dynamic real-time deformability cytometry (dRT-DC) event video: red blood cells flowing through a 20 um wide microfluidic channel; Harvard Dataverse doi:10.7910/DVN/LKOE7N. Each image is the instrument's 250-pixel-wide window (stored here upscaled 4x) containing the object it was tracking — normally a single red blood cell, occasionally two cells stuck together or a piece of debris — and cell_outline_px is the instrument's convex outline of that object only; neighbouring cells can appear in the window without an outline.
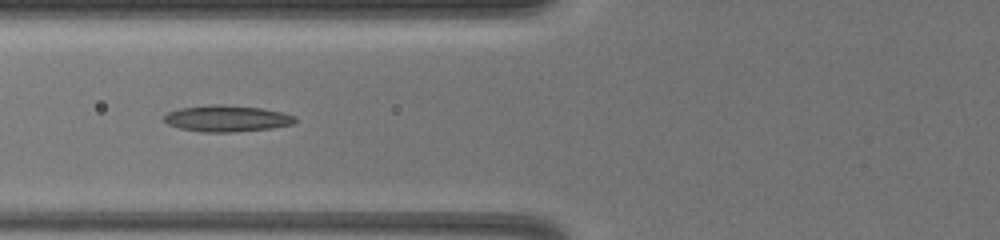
{"species": "common noctule bat (a hibernating species)", "species_latin": "Nyctalus noctula", "temperature_condition": "warm", "stored_images_in_passage": 20, "camera_frame_rate_fps": 3000, "um_per_image_px": 0.085, "animal": {"sex": "female", "body_mass_g": 19.5, "forearm_length_mm": 54.1}, "frame": {"image": 1, "passage_image": 5, "time_ms": 1.0, "image_size_px": [1000, 240], "cell_outline_px": [[296, 120], [292, 124], [272, 128], [232, 132], [200, 132], [180, 128], [168, 124], [164, 120], [164, 116], [168, 112], [180, 108], [216, 104], [224, 104], [260, 108], [284, 112], [296, 116]], "centroid_in_image_um": [19.3, 10.07], "position_along_channel_um": 106.5, "area_um2": 20.11}}
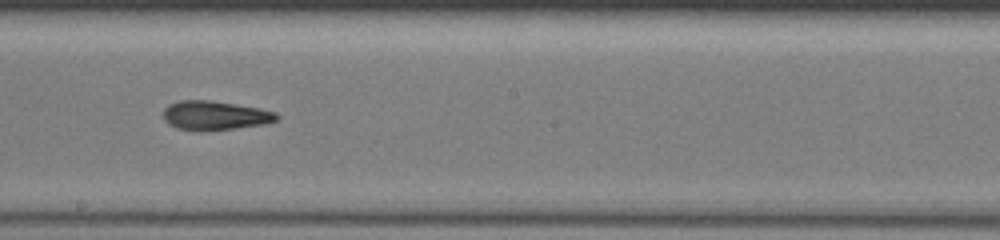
{"frame": {"image": 2, "passage_image": 10, "time_ms": 4.0, "image_size_px": [1000, 240], "cell_outline_px": [[280, 120], [264, 124], [200, 132], [176, 128], [168, 124], [164, 120], [164, 108], [168, 104], [180, 100], [212, 100], [260, 108], [276, 112], [280, 116]], "centroid_in_image_um": [18.27, 9.81], "position_along_channel_um": 229.9, "area_um2": 19.54}}
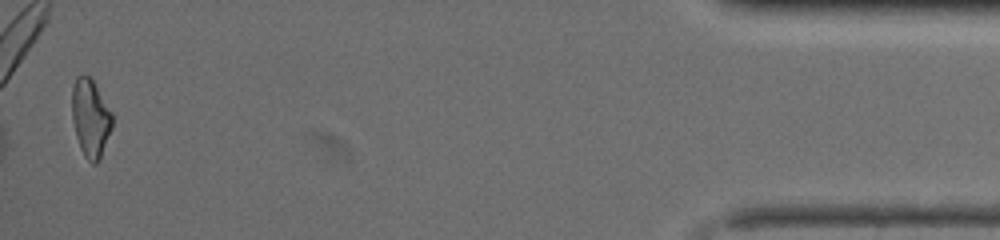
{"frame": {"image": 3, "passage_image": 20, "time_ms": 10.667, "image_size_px": [1000, 240], "cell_outline_px": [[112, 128], [100, 160], [96, 164], [92, 164], [84, 156], [80, 148], [76, 136], [72, 120], [72, 88], [76, 76], [88, 76], [92, 80], [112, 112]], "centroid_in_image_um": [7.69, 10.08], "position_along_channel_um": 427.5, "area_um2": 18.26}, "authors_computed_cell_mechanics": {"area_um2": 18.9873, "velocity_mm_per_s": 4.1139, "shape_relaxation_time_tau1_ms": 7.619, "shape_relaxation_time_tau2_ms": 3.4334, "deformation_change_tau1": 0.2226, "deformation_change_tau2": 0.1129}}